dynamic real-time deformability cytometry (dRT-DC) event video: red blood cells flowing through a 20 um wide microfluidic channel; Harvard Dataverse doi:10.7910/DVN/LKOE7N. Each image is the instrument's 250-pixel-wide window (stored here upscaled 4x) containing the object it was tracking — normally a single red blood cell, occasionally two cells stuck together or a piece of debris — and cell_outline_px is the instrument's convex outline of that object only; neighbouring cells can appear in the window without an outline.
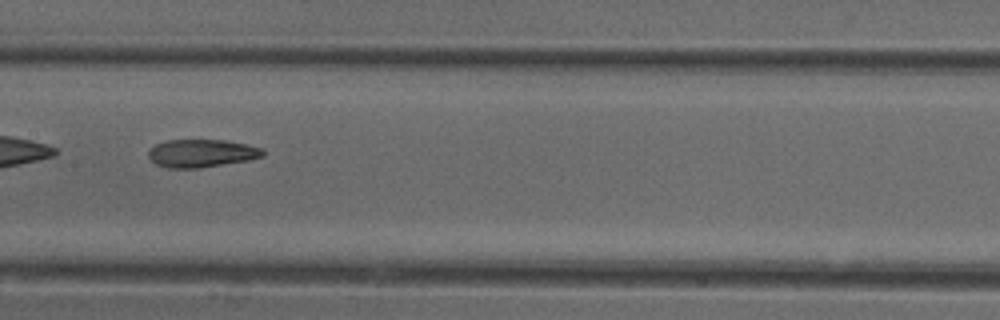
{"species": "common noctule bat (a hibernating species)", "species_latin": "Nyctalus noctula", "temperature_condition": "cold", "stored_images_in_passage": 34, "camera_frame_rate_fps": 3000, "um_per_image_px": 0.085, "animal": {"sex": "female"}, "frame": {"image": 1, "passage_image": 10, "time_ms": 3.0, "image_size_px": [1000, 320], "cell_outline_px": [[264, 156], [248, 160], [200, 168], [168, 168], [156, 164], [148, 156], [148, 148], [156, 144], [168, 140], [224, 140], [264, 148]], "centroid_in_image_um": [17.12, 13.03], "position_along_channel_um": 190.3, "area_um2": 18.61}, "authors_computed_cell_mechanics": {"area_um2": 19.2763, "velocity_mm_per_s": 3.964, "shape_relaxation_time_tau1_ms": 6.9465, "shape_relaxation_time_tau2_ms": 2.5411, "deformation_change_tau1": 0.2046, "deformation_change_tau2": 0.0978}}